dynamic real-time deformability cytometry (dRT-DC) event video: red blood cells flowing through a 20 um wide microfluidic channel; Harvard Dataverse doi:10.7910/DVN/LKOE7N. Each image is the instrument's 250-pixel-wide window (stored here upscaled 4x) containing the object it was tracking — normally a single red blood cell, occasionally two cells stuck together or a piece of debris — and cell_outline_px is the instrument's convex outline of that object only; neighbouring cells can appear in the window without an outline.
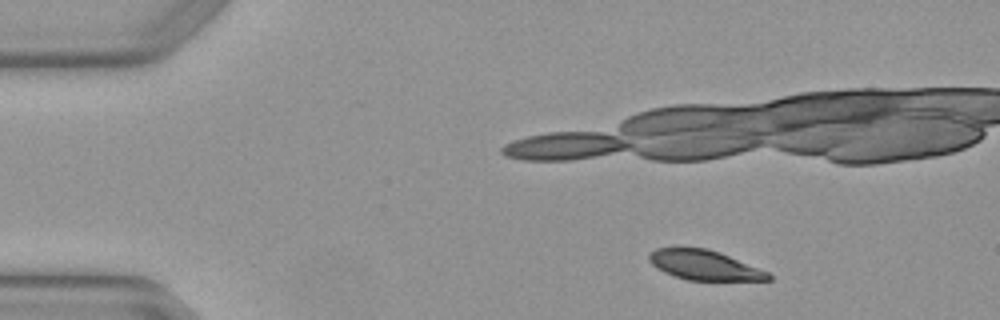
{"species": "Egyptian fruit bat (a non-hibernating species)", "species_latin": "Rousettus aegyptiacus", "temperature_condition": "warm", "stored_images_in_passage": 3, "camera_frame_rate_fps": 3000, "um_per_image_px": 0.085, "animal": {"sex": "female"}, "frame": {"image": 1, "passage_image": 1, "time_ms": 0.0, "image_size_px": [1000, 320], "cell_outline_px": [[772, 280], [688, 280], [664, 272], [656, 268], [648, 260], [648, 252], [656, 248], [680, 244], [708, 248], [720, 252], [768, 272], [772, 276]], "centroid_in_image_um": [59.77, 22.47], "position_along_channel_um": 25.2, "area_um2": 21.33}}